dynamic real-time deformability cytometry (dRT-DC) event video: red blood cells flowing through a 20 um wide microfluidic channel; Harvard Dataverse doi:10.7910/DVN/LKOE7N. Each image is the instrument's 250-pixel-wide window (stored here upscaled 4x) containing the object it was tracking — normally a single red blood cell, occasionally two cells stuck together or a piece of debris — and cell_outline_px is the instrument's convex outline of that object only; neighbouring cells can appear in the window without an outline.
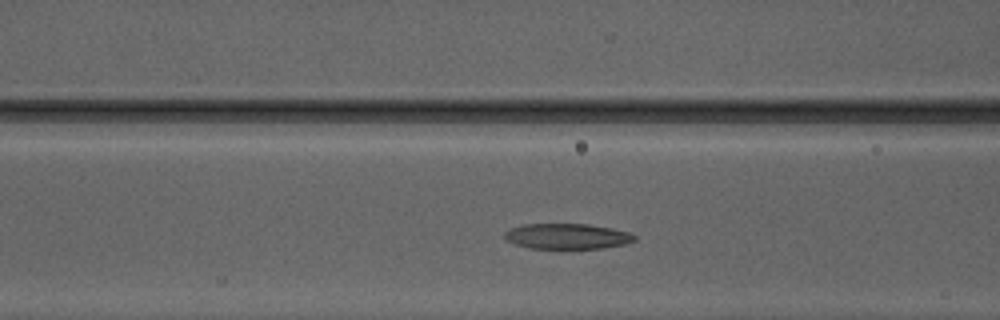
{"species": "Egyptian fruit bat (a non-hibernating species)", "species_latin": "Rousettus aegyptiacus", "temperature_condition": "warm", "stored_images_in_passage": 29, "camera_frame_rate_fps": 3000, "um_per_image_px": 0.085, "animal": {"sex": "male"}, "frame": {"image": 1, "passage_image": 6, "time_ms": 1.667, "image_size_px": [1000, 320], "cell_outline_px": [[636, 240], [624, 244], [604, 248], [528, 248], [516, 244], [508, 240], [504, 236], [504, 232], [512, 228], [524, 224], [588, 224], [612, 228], [628, 232], [636, 236]], "centroid_in_image_um": [48.23, 20.08], "position_along_channel_um": 118.4, "area_um2": 19.13}}
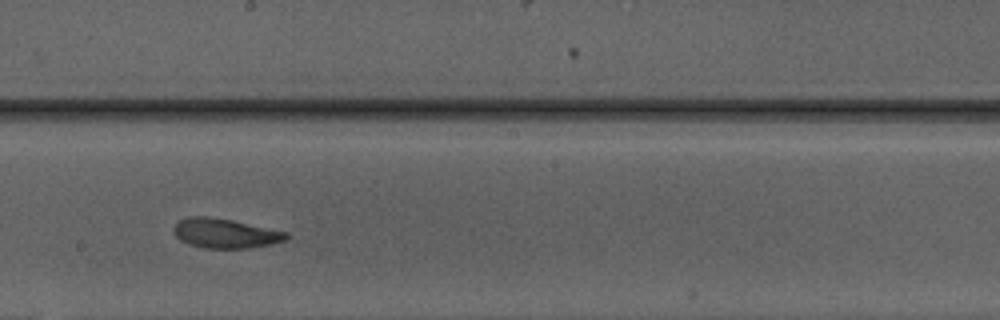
{"frame": {"image": 2, "passage_image": 14, "time_ms": 4.333, "image_size_px": [1000, 320], "cell_outline_px": [[288, 236], [284, 240], [268, 244], [248, 248], [204, 248], [188, 244], [180, 240], [172, 232], [172, 228], [180, 220], [188, 216], [208, 216], [232, 220], [288, 232]], "centroid_in_image_um": [19.08, 19.82], "position_along_channel_um": 229.1, "area_um2": 19.31}}
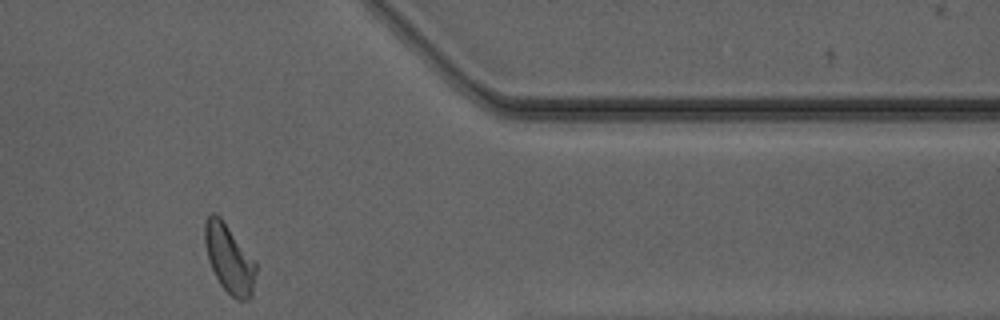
{"frame": {"image": 3, "passage_image": 27, "time_ms": 8.667, "image_size_px": [1000, 320], "cell_outline_px": [[256, 272], [252, 296], [244, 300], [236, 300], [220, 284], [208, 260], [204, 244], [204, 224], [208, 216], [212, 212], [216, 212], [220, 216], [256, 260]], "centroid_in_image_um": [19.48, 21.96], "position_along_channel_um": 391.9, "area_um2": 20.63}, "authors_computed_cell_mechanics": {"area_um2": 19.5364, "velocity_mm_per_s": 4.1507, "shape_relaxation_time_tau1_ms": 8.5254, "shape_relaxation_time_tau2_ms": 2.4209, "deformation_change_tau1": 0.2347, "deformation_change_tau2": 0.0977}}